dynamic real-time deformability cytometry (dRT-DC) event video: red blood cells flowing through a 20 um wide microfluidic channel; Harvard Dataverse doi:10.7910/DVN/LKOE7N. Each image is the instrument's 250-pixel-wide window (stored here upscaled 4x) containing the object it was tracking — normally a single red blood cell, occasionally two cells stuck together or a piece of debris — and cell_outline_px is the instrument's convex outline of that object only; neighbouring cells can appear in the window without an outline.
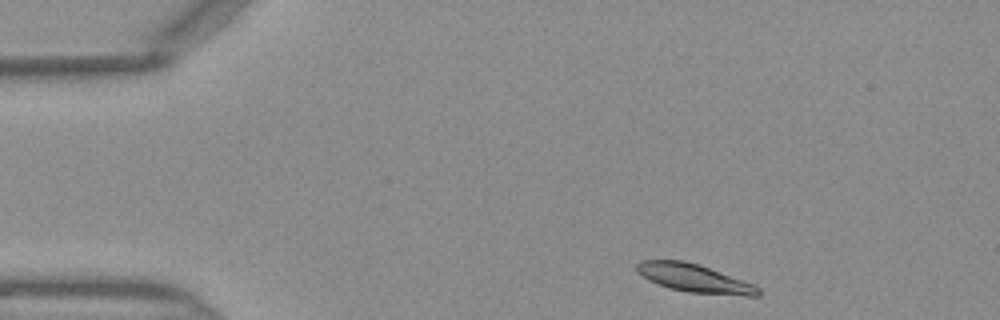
{"species": "Egyptian fruit bat (a non-hibernating species)", "species_latin": "Rousettus aegyptiacus", "temperature_condition": "warm", "stored_images_in_passage": 37, "camera_frame_rate_fps": 3000, "um_per_image_px": 0.085, "frame": {"image": 1, "passage_image": 1, "time_ms": 0.0, "image_size_px": [1000, 320], "cell_outline_px": [[760, 296], [744, 296], [688, 292], [668, 288], [648, 280], [636, 272], [636, 264], [640, 260], [684, 260], [700, 264], [756, 284], [760, 288]], "centroid_in_image_um": [59.05, 23.65], "position_along_channel_um": 26.0, "area_um2": 20.4}}
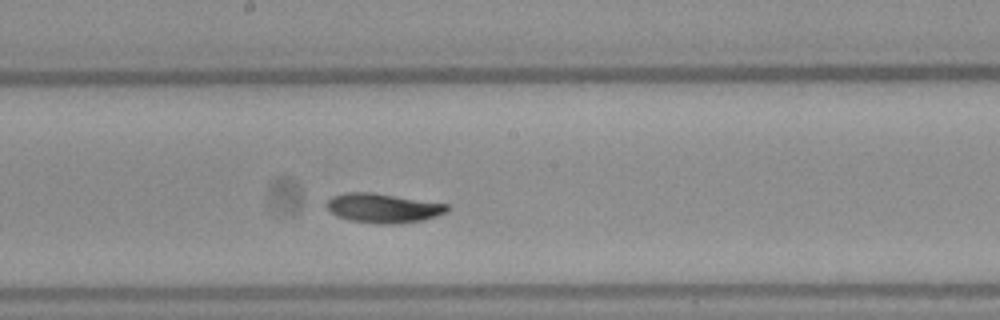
{"frame": {"image": 2, "passage_image": 19, "time_ms": 6.0, "image_size_px": [1000, 320], "cell_outline_px": [[448, 212], [436, 216], [420, 220], [392, 224], [380, 224], [352, 220], [336, 216], [324, 208], [324, 204], [332, 196], [344, 192], [372, 192], [448, 204]], "centroid_in_image_um": [32.5, 17.67], "position_along_channel_um": 215.7, "area_um2": 20.63}}
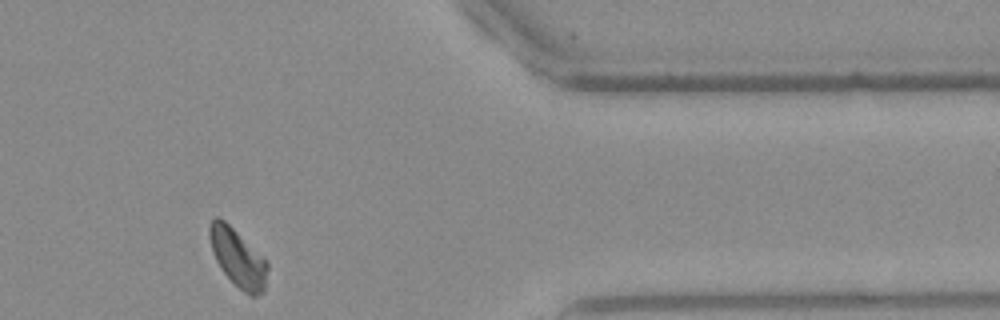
{"frame": {"image": 3, "passage_image": 33, "time_ms": 10.667, "image_size_px": [1000, 320], "cell_outline_px": [[268, 268], [264, 292], [256, 296], [252, 296], [244, 292], [220, 268], [212, 252], [208, 236], [208, 224], [216, 216], [220, 216], [268, 260]], "centroid_in_image_um": [20.21, 21.88], "position_along_channel_um": 391.2, "area_um2": 19.77}}